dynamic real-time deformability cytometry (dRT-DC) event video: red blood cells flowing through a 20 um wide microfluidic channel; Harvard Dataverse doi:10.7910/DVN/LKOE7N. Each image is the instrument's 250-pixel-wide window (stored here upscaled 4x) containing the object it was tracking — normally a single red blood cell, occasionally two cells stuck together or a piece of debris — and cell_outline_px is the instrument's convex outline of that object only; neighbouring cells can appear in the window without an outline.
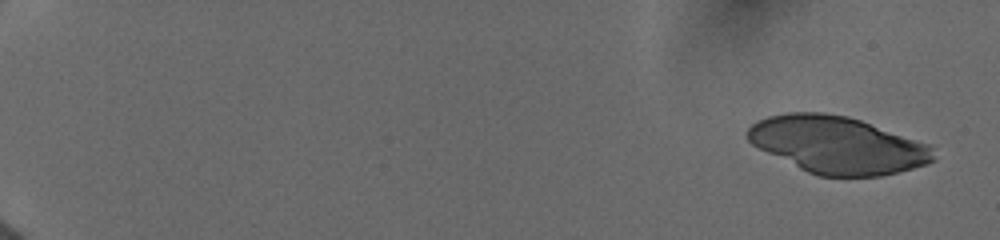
{"species": "human", "species_latin": "Homo sapiens", "temperature_condition": "cold", "stored_images_in_passage": 6, "camera_frame_rate_fps": 3000, "um_per_image_px": 0.085, "donor": {"sex": "female"}, "frame": {"image": 1, "passage_image": 1, "time_ms": 0.0, "image_size_px": [1000, 240], "cell_outline_px": [[936, 160], [928, 164], [880, 176], [816, 176], [752, 144], [748, 140], [748, 128], [756, 120], [768, 116], [784, 112], [824, 112], [848, 116], [932, 144]], "centroid_in_image_um": [71.23, 12.3], "position_along_channel_um": 13.8, "area_um2": 61.79}}